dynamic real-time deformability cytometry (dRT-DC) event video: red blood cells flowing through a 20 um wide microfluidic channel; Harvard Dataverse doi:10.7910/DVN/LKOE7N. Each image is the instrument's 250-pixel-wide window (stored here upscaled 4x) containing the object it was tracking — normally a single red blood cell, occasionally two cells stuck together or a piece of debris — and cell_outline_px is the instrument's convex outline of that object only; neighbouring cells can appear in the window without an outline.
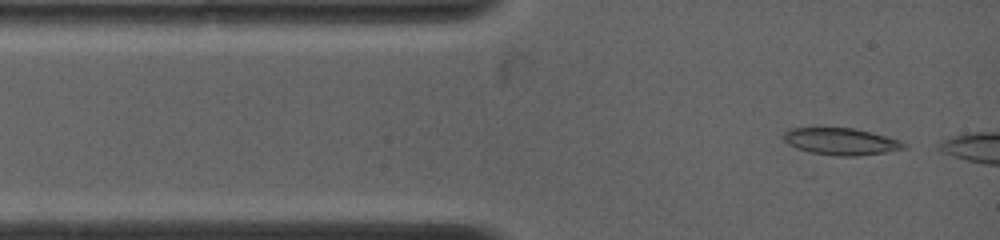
{"species": "common noctule bat (a hibernating species)", "species_latin": "Nyctalus noctula", "temperature_condition": "warm", "stored_images_in_passage": 3, "camera_frame_rate_fps": 4500, "um_per_image_px": 0.085, "animal": {"sex": "female", "body_mass_g": 19.0, "forearm_length_mm": 53.3}, "frame": {"image": 1, "passage_image": 1, "time_ms": 0.0, "image_size_px": [1000, 240], "cell_outline_px": [[904, 148], [884, 152], [848, 156], [840, 156], [812, 152], [796, 148], [788, 144], [784, 140], [784, 132], [788, 128], [852, 128], [872, 132], [888, 136], [900, 140], [904, 144]], "centroid_in_image_um": [71.45, 12.0], "position_along_channel_um": 13.6, "area_um2": 18.5}}